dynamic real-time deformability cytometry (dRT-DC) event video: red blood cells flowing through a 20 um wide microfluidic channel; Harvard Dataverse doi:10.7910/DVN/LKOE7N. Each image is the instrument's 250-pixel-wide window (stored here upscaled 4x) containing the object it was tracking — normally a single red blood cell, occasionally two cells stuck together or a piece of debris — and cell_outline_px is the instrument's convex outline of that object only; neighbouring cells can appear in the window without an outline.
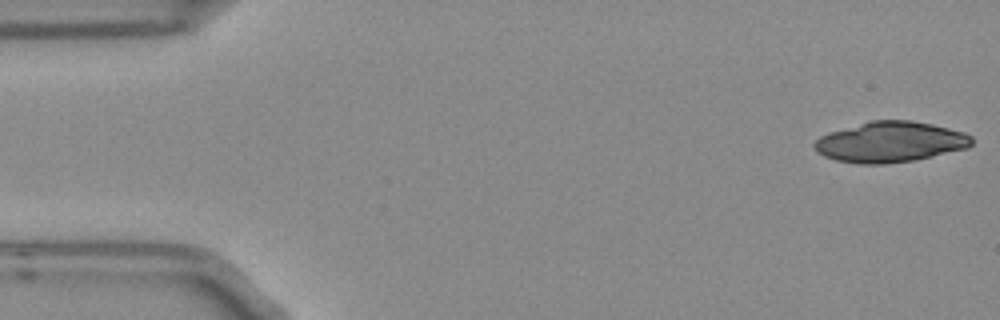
{"species": "Egyptian fruit bat (a non-hibernating species)", "species_latin": "Rousettus aegyptiacus", "temperature_condition": "room temperature", "stored_images_in_passage": 4, "camera_frame_rate_fps": 3000, "um_per_image_px": 0.085, "frame": {"image": 1, "passage_image": 1, "time_ms": 0.0, "image_size_px": [1000, 320], "cell_outline_px": [[972, 144], [968, 148], [916, 160], [884, 164], [860, 164], [836, 160], [824, 156], [816, 152], [812, 144], [820, 136], [828, 132], [872, 120], [912, 120], [932, 124], [964, 132], [972, 136]], "centroid_in_image_um": [75.66, 12.07], "position_along_channel_um": 9.3, "area_um2": 37.4}}